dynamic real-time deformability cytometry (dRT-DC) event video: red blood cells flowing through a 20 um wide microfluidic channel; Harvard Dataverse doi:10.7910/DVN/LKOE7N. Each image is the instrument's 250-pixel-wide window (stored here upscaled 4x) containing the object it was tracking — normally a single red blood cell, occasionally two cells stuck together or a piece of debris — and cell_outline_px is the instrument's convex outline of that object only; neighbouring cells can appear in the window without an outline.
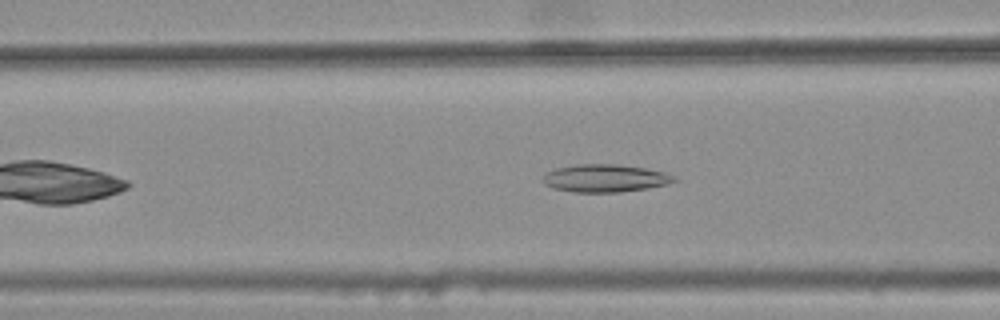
{"species": "common noctule bat (a hibernating species)", "species_latin": "Nyctalus noctula", "temperature_condition": "warm", "stored_images_in_passage": 31, "camera_frame_rate_fps": 3000, "um_per_image_px": 0.085, "animal": {"sex": "female", "body_mass_g": 25.1}, "frame": {"image": 1, "passage_image": 10, "time_ms": 3.0, "image_size_px": [1000, 320], "cell_outline_px": [[680, 180], [668, 184], [648, 188], [620, 192], [572, 192], [552, 188], [544, 184], [544, 176], [548, 172], [556, 168], [576, 164], [616, 164], [644, 168], [664, 172], [676, 176]], "centroid_in_image_um": [51.47, 15.15], "position_along_channel_um": 115.1, "area_um2": 21.27}}
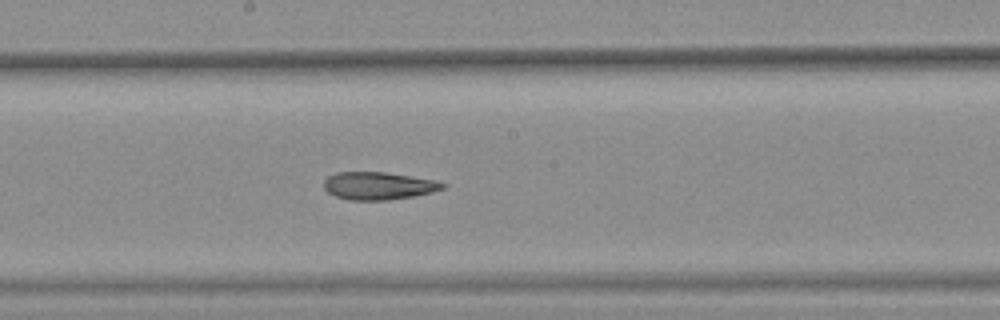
{"frame": {"image": 2, "passage_image": 18, "time_ms": 5.667, "image_size_px": [1000, 320], "cell_outline_px": [[448, 184], [444, 188], [432, 192], [412, 196], [388, 200], [348, 200], [336, 196], [328, 192], [324, 188], [324, 180], [328, 176], [336, 172], [384, 172], [432, 180]], "centroid_in_image_um": [32.13, 15.79], "position_along_channel_um": 216.1, "area_um2": 18.96}}
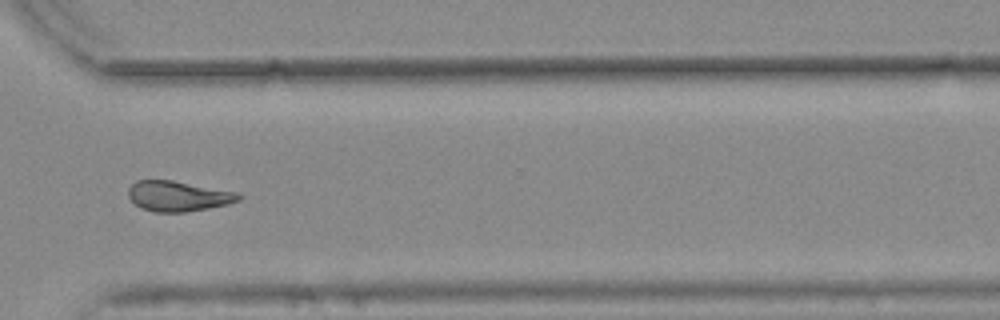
{"frame": {"image": 3, "passage_image": 29, "time_ms": 9.333, "image_size_px": [1000, 320], "cell_outline_px": [[244, 196], [240, 200], [228, 204], [208, 208], [184, 212], [156, 212], [140, 208], [128, 196], [128, 188], [136, 180], [172, 180], [240, 192]], "centroid_in_image_um": [15.18, 16.66], "position_along_channel_um": 355.4, "area_um2": 19.65}, "authors_computed_cell_mechanics": {"area_um2": 19.652, "velocity_mm_per_s": 3.7925, "shape_relaxation_time_tau1_ms": null, "shape_relaxation_time_tau2_ms": 6.4222, "deformation_change_tau1": null, "deformation_change_tau2": 0.1565}}